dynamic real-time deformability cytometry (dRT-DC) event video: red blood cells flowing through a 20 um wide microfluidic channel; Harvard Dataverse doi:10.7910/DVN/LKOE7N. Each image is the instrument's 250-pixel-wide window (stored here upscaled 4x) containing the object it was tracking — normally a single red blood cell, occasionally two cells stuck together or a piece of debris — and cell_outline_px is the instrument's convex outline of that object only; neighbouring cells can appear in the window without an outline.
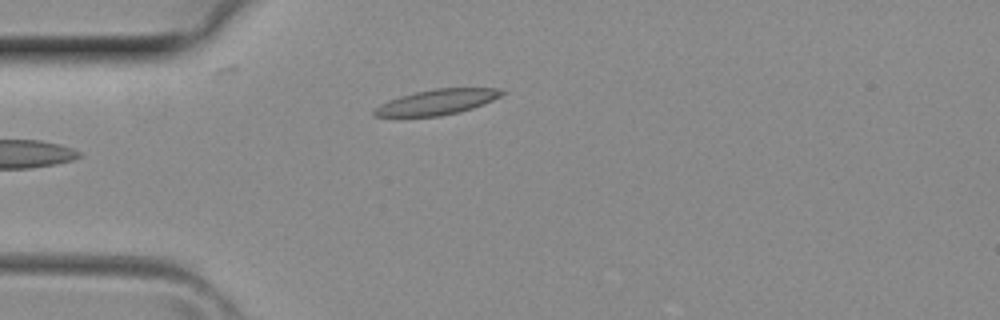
{"species": "common noctule bat (a hibernating species)", "species_latin": "Nyctalus noctula", "temperature_condition": "room temperature", "stored_images_in_passage": 2, "camera_frame_rate_fps": 3000, "um_per_image_px": 0.085, "animal": {"sex": "female", "body_mass_g": 29.2, "forearm_length_mm": 56.3}, "frame": {"image": 1, "passage_image": 2, "time_ms": 0.333, "image_size_px": [1000, 320], "cell_outline_px": [[504, 92], [500, 96], [484, 104], [460, 112], [440, 116], [372, 116], [372, 112], [380, 104], [388, 100], [400, 96], [416, 92], [436, 88], [500, 88]], "centroid_in_image_um": [37.14, 8.67], "position_along_channel_um": 47.9, "area_um2": 18.67}}